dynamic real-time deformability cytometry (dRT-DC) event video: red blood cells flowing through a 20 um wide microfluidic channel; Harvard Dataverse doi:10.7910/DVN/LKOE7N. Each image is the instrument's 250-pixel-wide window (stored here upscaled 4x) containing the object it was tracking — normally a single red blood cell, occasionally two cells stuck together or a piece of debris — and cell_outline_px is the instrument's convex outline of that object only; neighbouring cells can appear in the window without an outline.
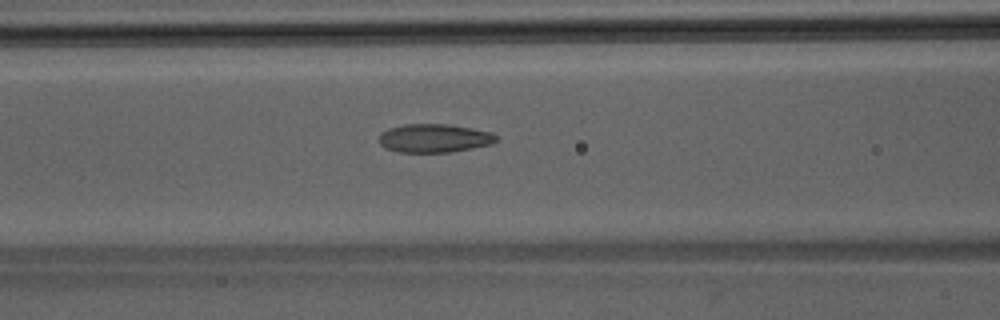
{"species": "Egyptian fruit bat (a non-hibernating species)", "species_latin": "Rousettus aegyptiacus", "temperature_condition": "room temperature", "stored_images_in_passage": 32, "camera_frame_rate_fps": 3000, "um_per_image_px": 0.085, "animal": {"sex": "male"}, "frame": {"image": 1, "passage_image": 5, "time_ms": 1.333, "image_size_px": [1000, 320], "cell_outline_px": [[496, 140], [492, 144], [452, 152], [400, 152], [384, 148], [380, 144], [380, 132], [388, 128], [404, 124], [448, 124], [472, 128], [492, 132], [496, 136]], "centroid_in_image_um": [36.89, 11.74], "position_along_channel_um": 129.7, "area_um2": 19.54}}
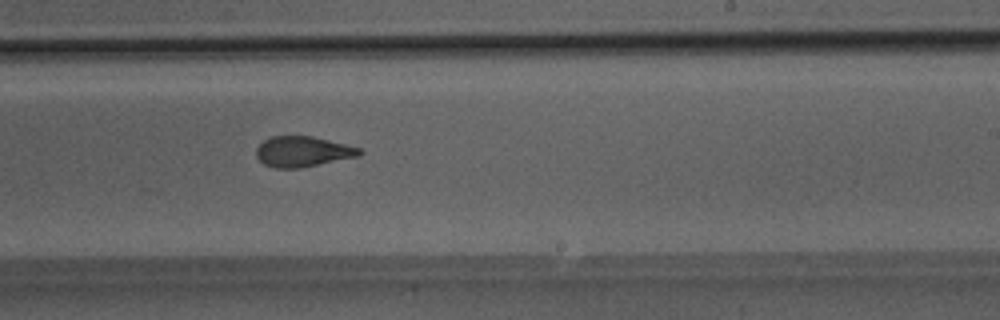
{"frame": {"image": 2, "passage_image": 14, "time_ms": 4.333, "image_size_px": [1000, 320], "cell_outline_px": [[364, 152], [360, 156], [300, 168], [276, 168], [264, 164], [256, 156], [256, 148], [264, 140], [272, 136], [312, 136], [360, 148]], "centroid_in_image_um": [25.74, 12.89], "position_along_channel_um": 263.3, "area_um2": 18.26}}
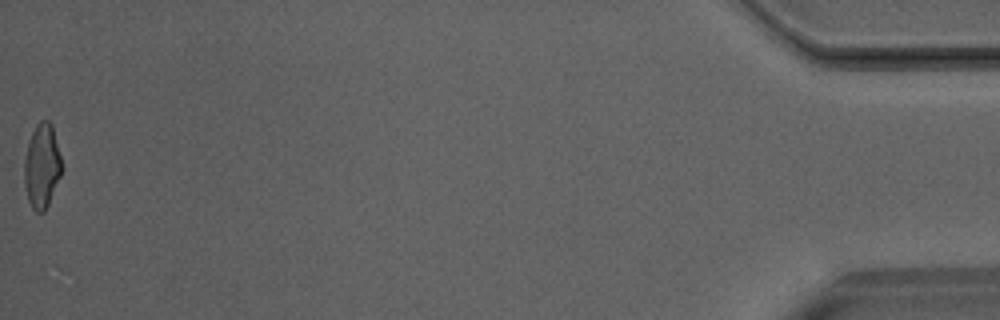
{"frame": {"image": 3, "passage_image": 32, "time_ms": 10.333, "image_size_px": [1000, 320], "cell_outline_px": [[64, 168], [48, 204], [44, 212], [36, 212], [32, 208], [28, 200], [24, 184], [24, 160], [28, 140], [36, 124], [40, 120], [48, 120], [52, 124]], "centroid_in_image_um": [3.57, 14.09], "position_along_channel_um": 431.6, "area_um2": 18.67}}